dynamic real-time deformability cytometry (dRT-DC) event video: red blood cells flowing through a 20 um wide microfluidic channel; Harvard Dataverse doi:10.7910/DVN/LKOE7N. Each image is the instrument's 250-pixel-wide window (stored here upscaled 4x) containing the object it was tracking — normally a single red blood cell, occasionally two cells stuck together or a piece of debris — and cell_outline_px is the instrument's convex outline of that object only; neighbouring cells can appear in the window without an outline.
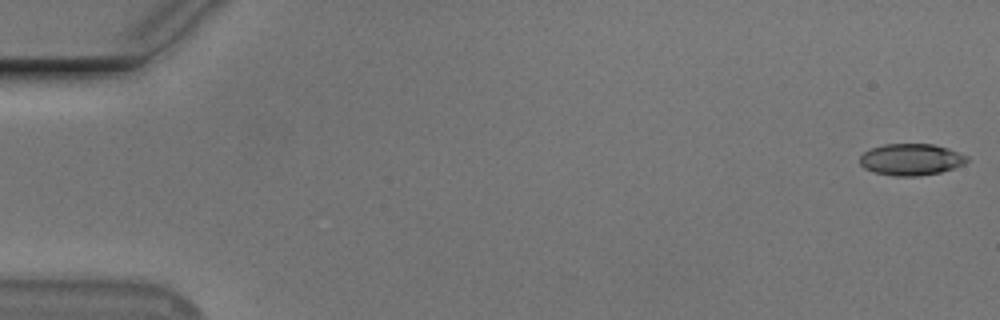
{"species": "Egyptian fruit bat (a non-hibernating species)", "species_latin": "Rousettus aegyptiacus", "temperature_condition": "cold", "stored_images_in_passage": 55, "camera_frame_rate_fps": 3000, "um_per_image_px": 0.085, "animal": {"sex": "male"}, "frame": {"image": 1, "passage_image": 1, "time_ms": 0.0, "image_size_px": [1000, 320], "cell_outline_px": [[968, 160], [964, 164], [940, 172], [920, 176], [892, 176], [876, 172], [864, 168], [860, 164], [860, 156], [864, 152], [872, 148], [884, 144], [932, 144], [948, 148], [968, 156]], "centroid_in_image_um": [77.44, 13.56], "position_along_channel_um": 7.6, "area_um2": 19.65}}
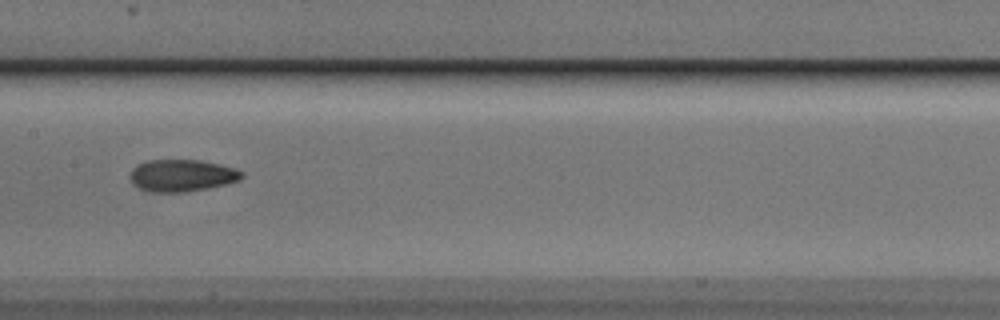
{"frame": {"image": 2, "passage_image": 28, "time_ms": 9.0, "image_size_px": [1000, 320], "cell_outline_px": [[244, 176], [240, 180], [228, 184], [208, 188], [184, 192], [156, 192], [140, 188], [132, 184], [132, 168], [148, 160], [200, 160], [220, 164], [236, 168], [244, 172]], "centroid_in_image_um": [15.54, 14.91], "position_along_channel_um": 191.9, "area_um2": 20.81}}
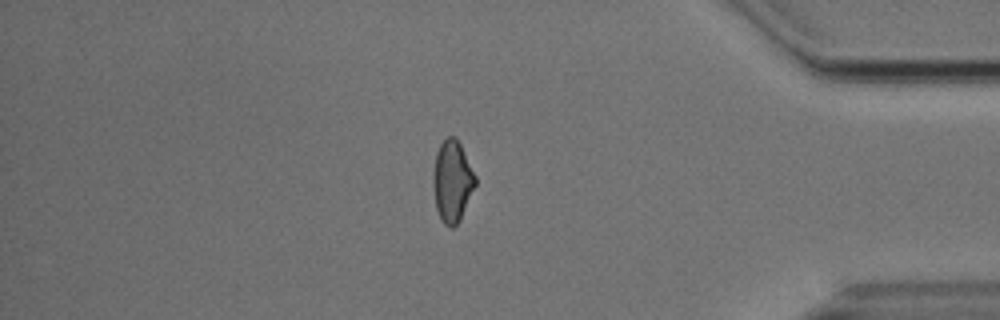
{"frame": {"image": 3, "passage_image": 47, "time_ms": 15.333, "image_size_px": [1000, 320], "cell_outline_px": [[476, 184], [460, 220], [452, 228], [448, 228], [440, 220], [436, 208], [432, 184], [432, 176], [436, 152], [440, 144], [448, 136], [456, 136], [476, 176]], "centroid_in_image_um": [38.42, 15.42], "position_along_channel_um": 396.8, "area_um2": 20.17}, "authors_computed_cell_mechanics": {"area_um2": 20.1144, "velocity_mm_per_s": 3.72, "shape_relaxation_time_tau1_ms": null, "shape_relaxation_time_tau2_ms": 3.5293, "deformation_change_tau1": null, "deformation_change_tau2": 0.1049}}